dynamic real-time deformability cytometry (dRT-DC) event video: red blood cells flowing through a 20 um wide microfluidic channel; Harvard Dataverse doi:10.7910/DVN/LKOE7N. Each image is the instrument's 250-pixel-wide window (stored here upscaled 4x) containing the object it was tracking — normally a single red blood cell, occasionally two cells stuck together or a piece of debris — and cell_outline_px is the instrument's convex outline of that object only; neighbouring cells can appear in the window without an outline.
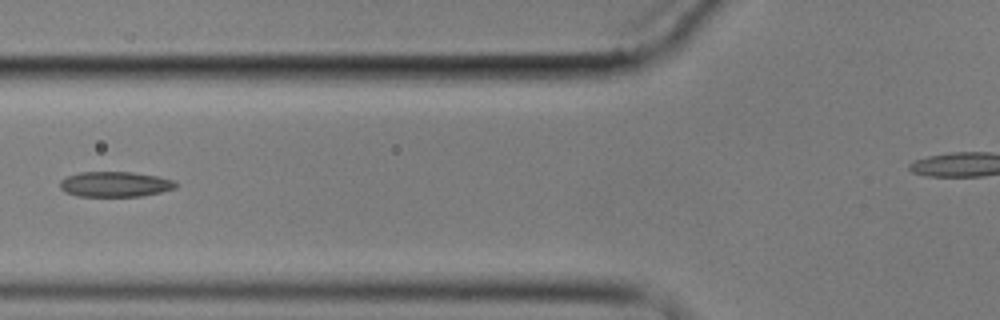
{"species": "common noctule bat (a hibernating species)", "species_latin": "Nyctalus noctula", "temperature_condition": "cold", "stored_images_in_passage": 11, "segment_of_instrument_passage": [1, 2], "camera_frame_rate_fps": 3000, "um_per_image_px": 0.085, "animal": {"sex": "male", "body_mass_g": 17.9}, "frame": {"image": 1, "passage_image": 3, "time_ms": 2.333, "image_size_px": [1000, 320], "cell_outline_px": [[176, 188], [160, 192], [140, 196], [76, 196], [64, 192], [60, 188], [60, 180], [68, 176], [80, 172], [132, 172], [156, 176], [176, 180]], "centroid_in_image_um": [9.76, 15.66], "position_along_channel_um": 116.0, "area_um2": 17.05}}
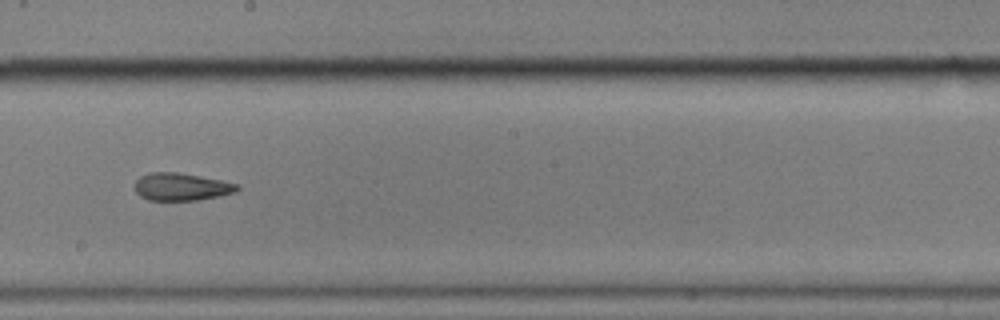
{"frame": {"image": 2, "passage_image": 6, "time_ms": 5.667, "image_size_px": [1000, 320], "cell_outline_px": [[240, 188], [236, 192], [220, 196], [200, 200], [148, 200], [140, 196], [136, 192], [132, 184], [140, 176], [148, 172], [176, 172], [200, 176], [240, 184]], "centroid_in_image_um": [15.4, 15.88], "position_along_channel_um": 232.8, "area_um2": 16.7}}
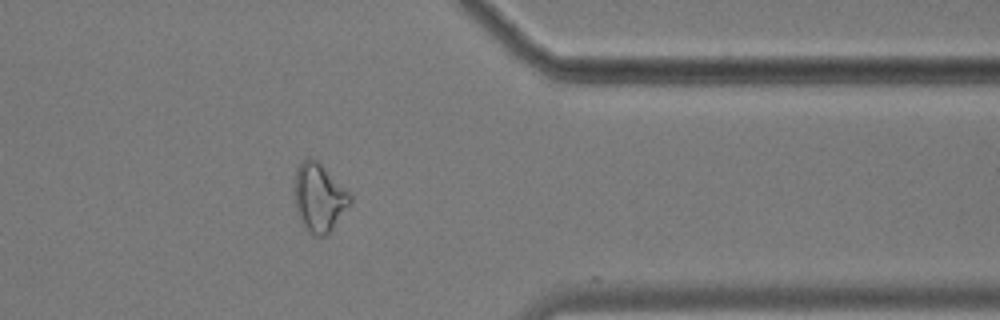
{"frame": {"image": 3, "passage_image": 10, "time_ms": 10.333, "image_size_px": [1000, 320], "cell_outline_px": [[352, 200], [332, 228], [324, 236], [312, 236], [308, 232], [300, 220], [296, 212], [292, 188], [292, 184], [296, 168], [308, 156], [316, 160], [352, 196]], "centroid_in_image_um": [27.04, 16.79], "position_along_channel_um": 384.4, "area_um2": 22.08}}